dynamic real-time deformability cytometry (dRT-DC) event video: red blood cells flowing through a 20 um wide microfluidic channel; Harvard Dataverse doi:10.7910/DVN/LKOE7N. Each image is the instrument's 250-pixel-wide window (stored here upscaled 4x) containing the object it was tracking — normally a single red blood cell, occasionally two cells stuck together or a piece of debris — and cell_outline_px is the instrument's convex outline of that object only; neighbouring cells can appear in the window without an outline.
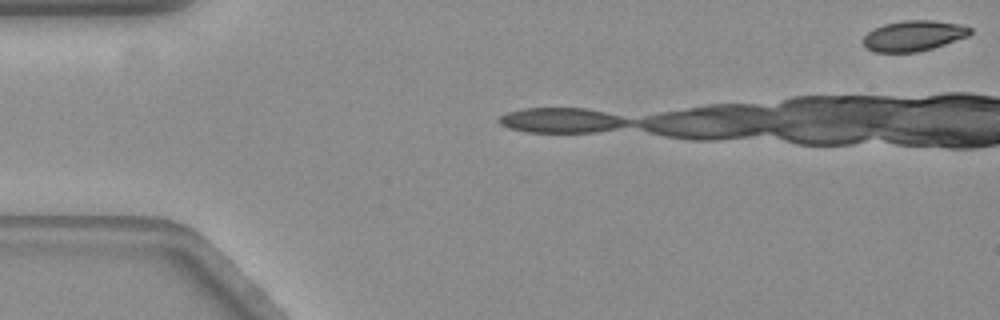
{"species": "common noctule bat (a hibernating species)", "species_latin": "Nyctalus noctula", "temperature_condition": "warm", "stored_images_in_passage": 9, "camera_frame_rate_fps": 3000, "um_per_image_px": 0.085, "animal": {"sex": "female", "body_mass_g": 19.3, "forearm_length_mm": 54.1}, "frame": {"image": 1, "passage_image": 1, "time_ms": 0.0, "image_size_px": [1000, 320], "cell_outline_px": [[972, 32], [968, 36], [932, 48], [916, 52], [876, 52], [868, 48], [864, 44], [864, 36], [872, 28], [884, 24], [904, 20], [932, 20], [960, 24], [972, 28]], "centroid_in_image_um": [77.66, 3.03], "position_along_channel_um": 7.3, "area_um2": 18.9}}